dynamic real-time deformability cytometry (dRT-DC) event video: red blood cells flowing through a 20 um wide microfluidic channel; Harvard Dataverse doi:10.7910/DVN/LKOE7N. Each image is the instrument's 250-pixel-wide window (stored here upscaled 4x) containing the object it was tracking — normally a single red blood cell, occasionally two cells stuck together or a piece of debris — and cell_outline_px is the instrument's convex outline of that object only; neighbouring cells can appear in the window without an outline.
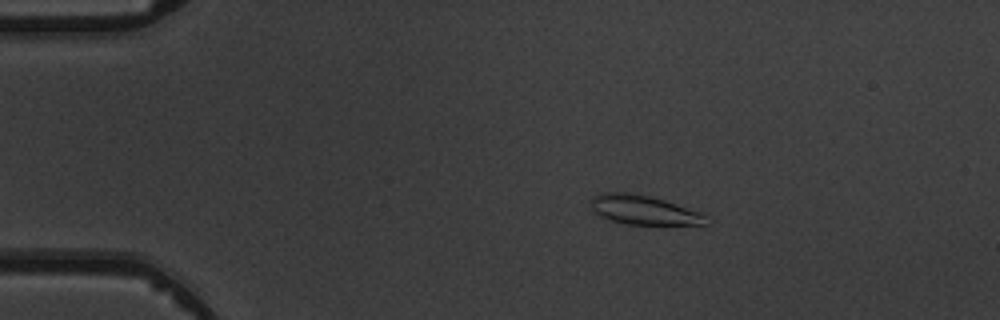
{"species": "common noctule bat (a hibernating species)", "species_latin": "Nyctalus noctula", "temperature_condition": "warm", "stored_images_in_passage": 3, "camera_frame_rate_fps": 3000, "um_per_image_px": 0.085, "animal": {"sex": "male", "body_mass_g": 19.5, "forearm_length_mm": 54.6}, "frame": {"image": 1, "passage_image": 2, "time_ms": 1.0, "image_size_px": [1000, 320], "cell_outline_px": [[704, 224], [628, 224], [612, 220], [600, 216], [592, 208], [592, 200], [600, 192], [628, 192], [648, 196], [664, 200], [700, 212], [704, 216]], "centroid_in_image_um": [54.66, 17.83], "position_along_channel_um": 30.3, "area_um2": 18.96}}